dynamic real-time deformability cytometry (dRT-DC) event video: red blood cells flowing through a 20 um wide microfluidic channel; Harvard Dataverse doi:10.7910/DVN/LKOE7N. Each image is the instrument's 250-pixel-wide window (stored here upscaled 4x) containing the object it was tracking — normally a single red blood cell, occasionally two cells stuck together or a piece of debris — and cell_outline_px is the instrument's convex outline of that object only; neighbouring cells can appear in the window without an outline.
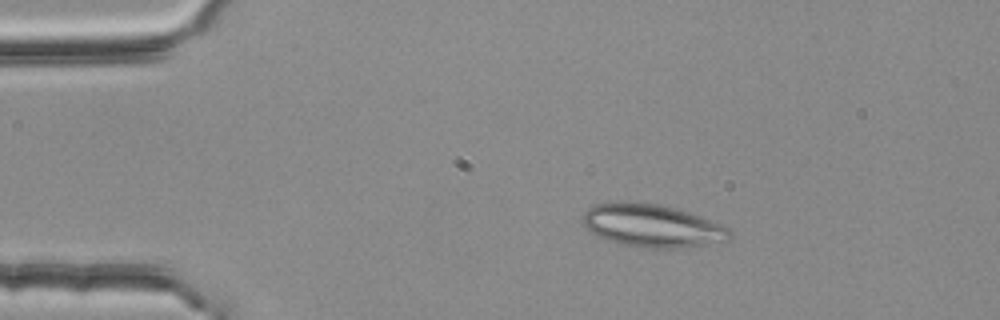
{"species": "common noctule bat (a hibernating species)", "species_latin": "Nyctalus noctula", "temperature_condition": "room temperature", "stored_images_in_passage": 43, "camera_frame_rate_fps": 3000, "um_per_image_px": 0.085, "animal": {"sex": "female", "body_mass_g": 25.1}, "frame": {"image": 1, "passage_image": 1, "time_ms": 0.0, "image_size_px": [1000, 320], "cell_outline_px": [[732, 236], [728, 240], [680, 248], [636, 248], [616, 244], [596, 236], [584, 228], [584, 212], [588, 208], [596, 204], [660, 204], [676, 208], [700, 216], [720, 224], [728, 228], [732, 232]], "centroid_in_image_um": [55.42, 19.23], "position_along_channel_um": 29.6, "area_um2": 36.3}}
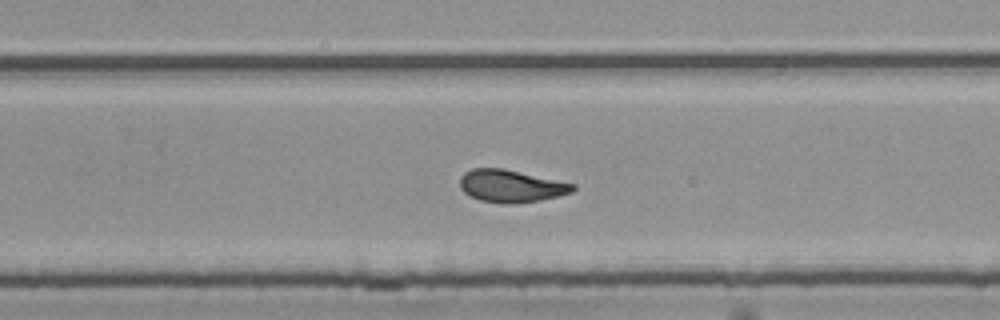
{"frame": {"image": 2, "passage_image": 26, "time_ms": 8.333, "image_size_px": [1000, 320], "cell_outline_px": [[576, 188], [572, 192], [540, 200], [508, 204], [480, 200], [464, 192], [460, 188], [460, 176], [464, 172], [472, 168], [504, 168], [576, 184]], "centroid_in_image_um": [43.43, 15.79], "position_along_channel_um": 286.4, "area_um2": 21.27}}
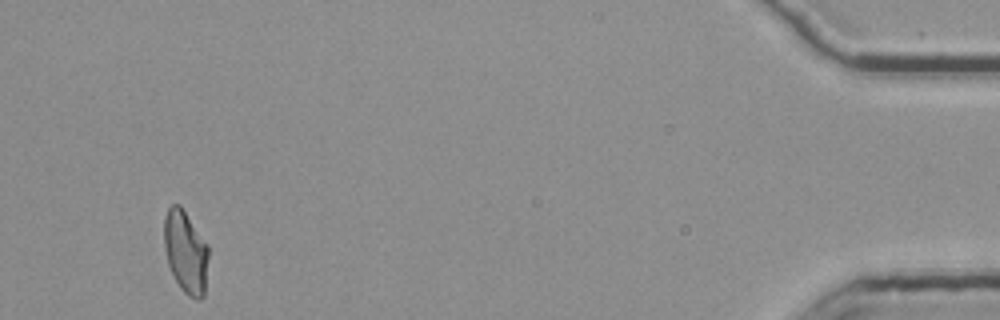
{"frame": {"image": 3, "passage_image": 43, "time_ms": 14.0, "image_size_px": [1000, 320], "cell_outline_px": [[208, 256], [204, 296], [200, 300], [196, 300], [188, 296], [180, 288], [168, 264], [164, 248], [164, 220], [168, 208], [172, 204], [180, 204], [208, 244]], "centroid_in_image_um": [15.79, 21.41], "position_along_channel_um": 419.4, "area_um2": 21.44}, "authors_computed_cell_mechanics": {"area_um2": 21.5594, "velocity_mm_per_s": 3.7569, "shape_relaxation_time_tau1_ms": null, "shape_relaxation_time_tau2_ms": 3.6945, "deformation_change_tau1": null, "deformation_change_tau2": 0.0909}}